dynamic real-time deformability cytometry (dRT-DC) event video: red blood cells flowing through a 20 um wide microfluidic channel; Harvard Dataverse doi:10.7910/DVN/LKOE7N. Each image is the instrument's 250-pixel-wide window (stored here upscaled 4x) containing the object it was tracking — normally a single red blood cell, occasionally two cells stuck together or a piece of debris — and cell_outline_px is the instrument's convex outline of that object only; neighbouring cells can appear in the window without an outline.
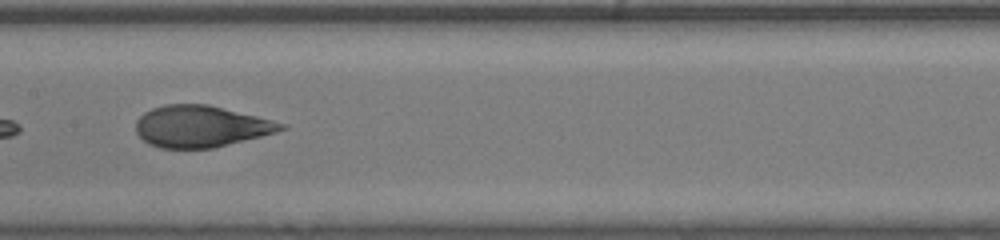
{"species": "human", "species_latin": "Homo sapiens", "temperature_condition": "room temperature", "stored_images_in_passage": 56, "camera_frame_rate_fps": 3000, "um_per_image_px": 0.085, "donor": {"sex": "male"}, "frame": {"image": 1, "passage_image": 36, "time_ms": 11.667, "image_size_px": [1000, 240], "cell_outline_px": [[288, 128], [276, 132], [212, 148], [160, 148], [148, 144], [136, 132], [136, 120], [144, 112], [152, 108], [164, 104], [208, 104], [288, 124]], "centroid_in_image_um": [17.05, 10.73], "position_along_channel_um": 190.3, "area_um2": 35.03}}
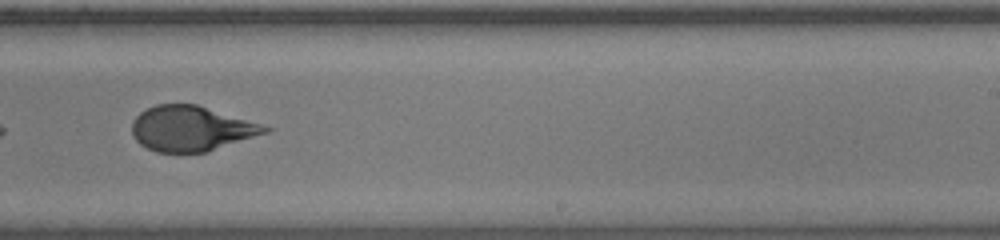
{"frame": {"image": 2, "passage_image": 42, "time_ms": 13.667, "image_size_px": [1000, 240], "cell_outline_px": [[272, 128], [268, 132], [208, 152], [156, 152], [140, 144], [136, 140], [132, 132], [132, 120], [140, 112], [156, 104], [196, 104], [260, 124]], "centroid_in_image_um": [16.22, 10.93], "position_along_channel_um": 272.8, "area_um2": 34.68}}
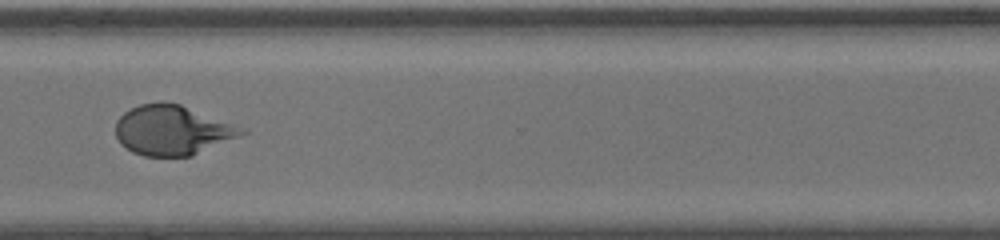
{"frame": {"image": 3, "passage_image": 48, "time_ms": 15.667, "image_size_px": [1000, 240], "cell_outline_px": [[248, 132], [240, 136], [192, 156], [144, 156], [132, 152], [120, 144], [116, 136], [116, 120], [124, 112], [140, 104], [180, 104], [248, 128]], "centroid_in_image_um": [14.69, 11.09], "position_along_channel_um": 355.9, "area_um2": 36.47}}